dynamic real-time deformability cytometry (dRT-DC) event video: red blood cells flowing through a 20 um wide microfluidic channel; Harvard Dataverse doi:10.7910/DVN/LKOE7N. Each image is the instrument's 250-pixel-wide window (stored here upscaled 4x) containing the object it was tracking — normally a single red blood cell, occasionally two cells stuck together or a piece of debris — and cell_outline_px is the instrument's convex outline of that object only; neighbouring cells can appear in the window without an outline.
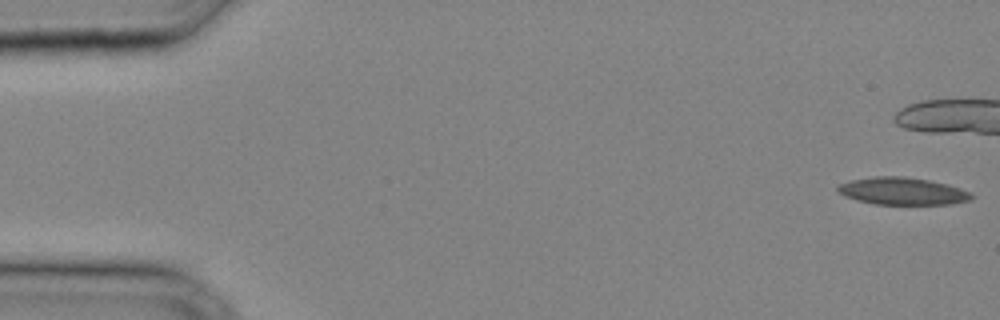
{"species": "common noctule bat (a hibernating species)", "species_latin": "Nyctalus noctula", "temperature_condition": "cold", "stored_images_in_passage": 28, "camera_frame_rate_fps": 3000, "um_per_image_px": 0.085, "animal": {"sex": "male", "body_mass_g": 20.4}, "frame": {"image": 1, "passage_image": 1, "time_ms": 0.0, "image_size_px": [1000, 320], "cell_outline_px": [[972, 200], [948, 204], [876, 204], [856, 200], [844, 196], [836, 192], [836, 184], [852, 180], [872, 176], [904, 176], [928, 180], [960, 188], [972, 192]], "centroid_in_image_um": [76.65, 16.24], "position_along_channel_um": 8.4, "area_um2": 21.39}}